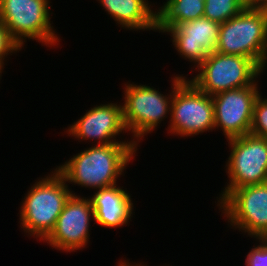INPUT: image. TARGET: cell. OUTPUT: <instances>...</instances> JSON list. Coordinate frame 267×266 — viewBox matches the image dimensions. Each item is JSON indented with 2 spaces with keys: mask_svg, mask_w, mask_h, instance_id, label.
I'll return each mask as SVG.
<instances>
[{
  "mask_svg": "<svg viewBox=\"0 0 267 266\" xmlns=\"http://www.w3.org/2000/svg\"><path fill=\"white\" fill-rule=\"evenodd\" d=\"M259 93L253 106V119L250 133L267 138V98Z\"/></svg>",
  "mask_w": 267,
  "mask_h": 266,
  "instance_id": "obj_18",
  "label": "cell"
},
{
  "mask_svg": "<svg viewBox=\"0 0 267 266\" xmlns=\"http://www.w3.org/2000/svg\"><path fill=\"white\" fill-rule=\"evenodd\" d=\"M259 245L253 246L247 254L246 266H267V238H256Z\"/></svg>",
  "mask_w": 267,
  "mask_h": 266,
  "instance_id": "obj_20",
  "label": "cell"
},
{
  "mask_svg": "<svg viewBox=\"0 0 267 266\" xmlns=\"http://www.w3.org/2000/svg\"><path fill=\"white\" fill-rule=\"evenodd\" d=\"M94 210L90 198L72 194L57 218L54 229L43 240L48 245L65 252H77L90 242V222Z\"/></svg>",
  "mask_w": 267,
  "mask_h": 266,
  "instance_id": "obj_10",
  "label": "cell"
},
{
  "mask_svg": "<svg viewBox=\"0 0 267 266\" xmlns=\"http://www.w3.org/2000/svg\"><path fill=\"white\" fill-rule=\"evenodd\" d=\"M244 5L248 9H264L267 10V0H243Z\"/></svg>",
  "mask_w": 267,
  "mask_h": 266,
  "instance_id": "obj_21",
  "label": "cell"
},
{
  "mask_svg": "<svg viewBox=\"0 0 267 266\" xmlns=\"http://www.w3.org/2000/svg\"><path fill=\"white\" fill-rule=\"evenodd\" d=\"M215 51L248 57L264 71L267 67V10L245 8L222 23Z\"/></svg>",
  "mask_w": 267,
  "mask_h": 266,
  "instance_id": "obj_3",
  "label": "cell"
},
{
  "mask_svg": "<svg viewBox=\"0 0 267 266\" xmlns=\"http://www.w3.org/2000/svg\"><path fill=\"white\" fill-rule=\"evenodd\" d=\"M258 80L247 87L220 92L212 96L215 130L221 128L226 139L250 133L254 102L259 95Z\"/></svg>",
  "mask_w": 267,
  "mask_h": 266,
  "instance_id": "obj_11",
  "label": "cell"
},
{
  "mask_svg": "<svg viewBox=\"0 0 267 266\" xmlns=\"http://www.w3.org/2000/svg\"><path fill=\"white\" fill-rule=\"evenodd\" d=\"M245 8L243 0H205L203 17L222 24Z\"/></svg>",
  "mask_w": 267,
  "mask_h": 266,
  "instance_id": "obj_17",
  "label": "cell"
},
{
  "mask_svg": "<svg viewBox=\"0 0 267 266\" xmlns=\"http://www.w3.org/2000/svg\"><path fill=\"white\" fill-rule=\"evenodd\" d=\"M218 208L234 230L267 238V182L234 189Z\"/></svg>",
  "mask_w": 267,
  "mask_h": 266,
  "instance_id": "obj_9",
  "label": "cell"
},
{
  "mask_svg": "<svg viewBox=\"0 0 267 266\" xmlns=\"http://www.w3.org/2000/svg\"><path fill=\"white\" fill-rule=\"evenodd\" d=\"M127 132L123 120L122 105L117 103L101 104L87 110L66 133L79 141L95 140V144L135 143L133 140H116L120 133ZM98 140V141H97Z\"/></svg>",
  "mask_w": 267,
  "mask_h": 266,
  "instance_id": "obj_12",
  "label": "cell"
},
{
  "mask_svg": "<svg viewBox=\"0 0 267 266\" xmlns=\"http://www.w3.org/2000/svg\"><path fill=\"white\" fill-rule=\"evenodd\" d=\"M50 3V0H0V20L21 48L27 38L42 46L59 45L60 38L50 21Z\"/></svg>",
  "mask_w": 267,
  "mask_h": 266,
  "instance_id": "obj_5",
  "label": "cell"
},
{
  "mask_svg": "<svg viewBox=\"0 0 267 266\" xmlns=\"http://www.w3.org/2000/svg\"><path fill=\"white\" fill-rule=\"evenodd\" d=\"M136 143L94 144L73 155L56 171L66 183L92 189L117 185L129 162L136 156Z\"/></svg>",
  "mask_w": 267,
  "mask_h": 266,
  "instance_id": "obj_1",
  "label": "cell"
},
{
  "mask_svg": "<svg viewBox=\"0 0 267 266\" xmlns=\"http://www.w3.org/2000/svg\"><path fill=\"white\" fill-rule=\"evenodd\" d=\"M51 172L29 188L19 210L21 229L40 241L54 229L67 200L75 194L55 169Z\"/></svg>",
  "mask_w": 267,
  "mask_h": 266,
  "instance_id": "obj_2",
  "label": "cell"
},
{
  "mask_svg": "<svg viewBox=\"0 0 267 266\" xmlns=\"http://www.w3.org/2000/svg\"><path fill=\"white\" fill-rule=\"evenodd\" d=\"M231 153L226 163L229 178L217 206L239 187L267 182V138L251 133L227 140Z\"/></svg>",
  "mask_w": 267,
  "mask_h": 266,
  "instance_id": "obj_7",
  "label": "cell"
},
{
  "mask_svg": "<svg viewBox=\"0 0 267 266\" xmlns=\"http://www.w3.org/2000/svg\"><path fill=\"white\" fill-rule=\"evenodd\" d=\"M121 28L155 31V11L148 0H98ZM150 4V5H149Z\"/></svg>",
  "mask_w": 267,
  "mask_h": 266,
  "instance_id": "obj_15",
  "label": "cell"
},
{
  "mask_svg": "<svg viewBox=\"0 0 267 266\" xmlns=\"http://www.w3.org/2000/svg\"><path fill=\"white\" fill-rule=\"evenodd\" d=\"M176 75L172 78V90L164 95L154 87L133 83H125L124 102L122 105L123 120L127 132L132 133V140L138 145L144 135L157 129L161 121L171 115L173 89L185 78ZM168 96V97H167Z\"/></svg>",
  "mask_w": 267,
  "mask_h": 266,
  "instance_id": "obj_4",
  "label": "cell"
},
{
  "mask_svg": "<svg viewBox=\"0 0 267 266\" xmlns=\"http://www.w3.org/2000/svg\"><path fill=\"white\" fill-rule=\"evenodd\" d=\"M137 266H144L145 264H142V263H135ZM145 266H147V265H145Z\"/></svg>",
  "mask_w": 267,
  "mask_h": 266,
  "instance_id": "obj_22",
  "label": "cell"
},
{
  "mask_svg": "<svg viewBox=\"0 0 267 266\" xmlns=\"http://www.w3.org/2000/svg\"><path fill=\"white\" fill-rule=\"evenodd\" d=\"M168 131L180 137L199 135L215 128L212 96L185 77L173 89Z\"/></svg>",
  "mask_w": 267,
  "mask_h": 266,
  "instance_id": "obj_8",
  "label": "cell"
},
{
  "mask_svg": "<svg viewBox=\"0 0 267 266\" xmlns=\"http://www.w3.org/2000/svg\"><path fill=\"white\" fill-rule=\"evenodd\" d=\"M2 69H3V68L0 66V79H2V78H1V75H2V72H3Z\"/></svg>",
  "mask_w": 267,
  "mask_h": 266,
  "instance_id": "obj_23",
  "label": "cell"
},
{
  "mask_svg": "<svg viewBox=\"0 0 267 266\" xmlns=\"http://www.w3.org/2000/svg\"><path fill=\"white\" fill-rule=\"evenodd\" d=\"M90 201L94 210V224L112 229L132 221L134 205L131 195L118 185L96 190Z\"/></svg>",
  "mask_w": 267,
  "mask_h": 266,
  "instance_id": "obj_14",
  "label": "cell"
},
{
  "mask_svg": "<svg viewBox=\"0 0 267 266\" xmlns=\"http://www.w3.org/2000/svg\"><path fill=\"white\" fill-rule=\"evenodd\" d=\"M189 79L202 92L213 96L223 91L252 85L263 70L250 58L211 52Z\"/></svg>",
  "mask_w": 267,
  "mask_h": 266,
  "instance_id": "obj_6",
  "label": "cell"
},
{
  "mask_svg": "<svg viewBox=\"0 0 267 266\" xmlns=\"http://www.w3.org/2000/svg\"><path fill=\"white\" fill-rule=\"evenodd\" d=\"M205 0H166L155 11V32L165 33L171 27L204 15Z\"/></svg>",
  "mask_w": 267,
  "mask_h": 266,
  "instance_id": "obj_16",
  "label": "cell"
},
{
  "mask_svg": "<svg viewBox=\"0 0 267 266\" xmlns=\"http://www.w3.org/2000/svg\"><path fill=\"white\" fill-rule=\"evenodd\" d=\"M220 23L201 17L178 24L166 32L183 59L194 63L197 68L216 49ZM189 59V60H188Z\"/></svg>",
  "mask_w": 267,
  "mask_h": 266,
  "instance_id": "obj_13",
  "label": "cell"
},
{
  "mask_svg": "<svg viewBox=\"0 0 267 266\" xmlns=\"http://www.w3.org/2000/svg\"><path fill=\"white\" fill-rule=\"evenodd\" d=\"M21 49V46L12 38L5 24L0 20V66L4 69L6 57L19 52Z\"/></svg>",
  "mask_w": 267,
  "mask_h": 266,
  "instance_id": "obj_19",
  "label": "cell"
}]
</instances>
